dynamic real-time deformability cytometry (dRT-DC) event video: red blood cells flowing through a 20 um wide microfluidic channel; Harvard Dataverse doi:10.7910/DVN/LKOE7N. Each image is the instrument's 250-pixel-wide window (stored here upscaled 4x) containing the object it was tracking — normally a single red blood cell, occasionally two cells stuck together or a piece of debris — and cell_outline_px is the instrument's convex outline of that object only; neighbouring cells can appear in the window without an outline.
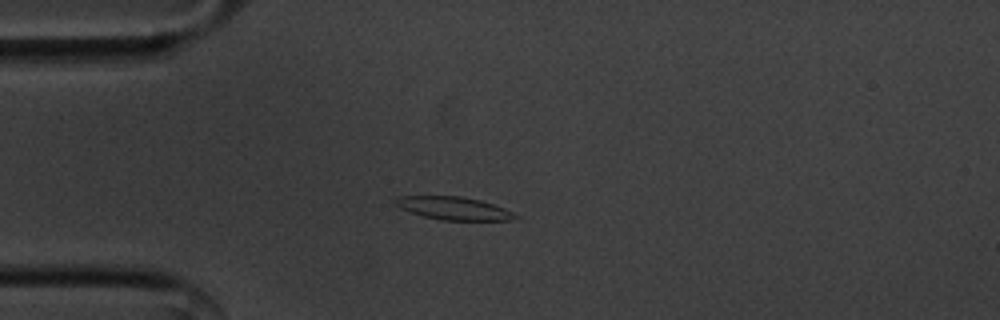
{"species": "common noctule bat (a hibernating species)", "species_latin": "Nyctalus noctula", "temperature_condition": "cold", "stored_images_in_passage": 56, "camera_frame_rate_fps": 3000, "um_per_image_px": 0.085, "animal": {"sex": "male", "body_mass_g": 20.1, "forearm_length_mm": 53.5}, "frame": {"image": 1, "passage_image": 14, "time_ms": 4.333, "image_size_px": [1000, 320], "cell_outline_px": [[520, 216], [512, 220], [440, 220], [424, 216], [400, 208], [392, 204], [392, 200], [396, 196], [460, 196], [480, 200], [504, 208]], "centroid_in_image_um": [38.51, 17.7], "position_along_channel_um": 46.5, "area_um2": 16.07}}
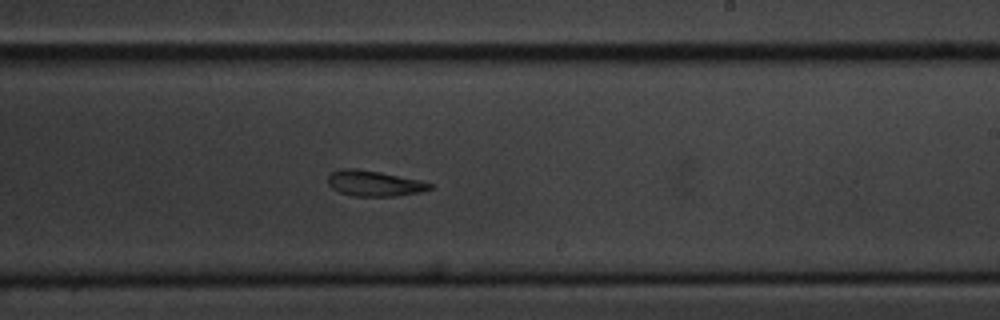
{"frame": {"image": 2, "passage_image": 33, "time_ms": 10.667, "image_size_px": [1000, 320], "cell_outline_px": [[432, 188], [420, 192], [396, 196], [352, 196], [340, 192], [332, 188], [328, 184], [328, 176], [332, 172], [340, 168], [356, 168], [380, 172], [420, 180], [432, 184]], "centroid_in_image_um": [31.78, 15.58], "position_along_channel_um": 257.2, "area_um2": 15.2}}
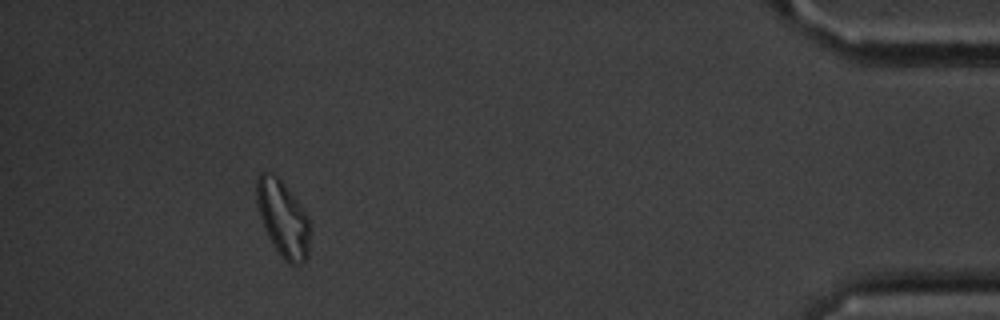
{"frame": {"image": 3, "passage_image": 51, "time_ms": 16.667, "image_size_px": [1000, 320], "cell_outline_px": [[312, 228], [308, 256], [300, 264], [288, 264], [284, 260], [272, 244], [264, 228], [256, 204], [256, 180], [260, 172], [272, 172], [280, 180], [296, 200], [308, 216]], "centroid_in_image_um": [24.06, 18.61], "position_along_channel_um": 411.1, "area_um2": 23.87}, "authors_computed_cell_mechanics": {"area_um2": 16.5597, "velocity_mm_per_s": 3.556, "shape_relaxation_time_tau1_ms": 3.0507, "shape_relaxation_time_tau2_ms": 4.7539, "deformation_change_tau1": 0.135, "deformation_change_tau2": 0.1513}}